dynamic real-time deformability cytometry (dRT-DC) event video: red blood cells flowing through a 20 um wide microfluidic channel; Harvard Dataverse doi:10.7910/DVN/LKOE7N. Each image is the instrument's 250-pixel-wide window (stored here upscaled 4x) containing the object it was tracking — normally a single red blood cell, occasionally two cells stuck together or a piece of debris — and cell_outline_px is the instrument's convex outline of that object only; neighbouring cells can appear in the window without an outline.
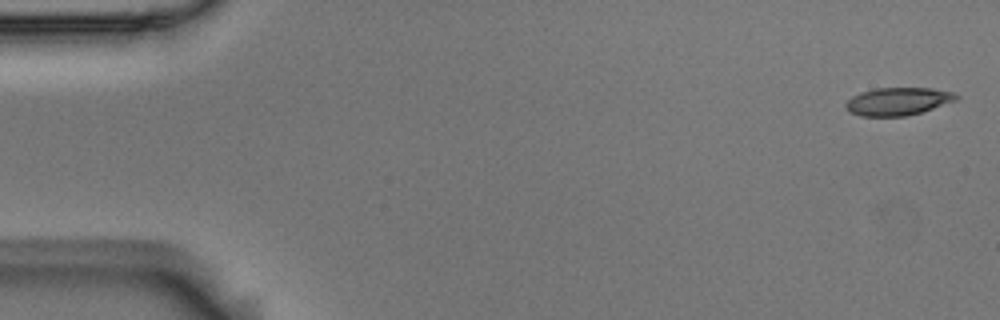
{"species": "Egyptian fruit bat (a non-hibernating species)", "species_latin": "Rousettus aegyptiacus", "temperature_condition": "room temperature", "stored_images_in_passage": 5, "camera_frame_rate_fps": 3000, "um_per_image_px": 0.085, "animal": {"sex": "male"}, "frame": {"image": 1, "passage_image": 1, "time_ms": 0.0, "image_size_px": [1000, 320], "cell_outline_px": [[960, 96], [956, 100], [908, 116], [860, 116], [848, 112], [844, 108], [844, 104], [852, 96], [860, 92], [876, 88], [932, 88], [952, 92]], "centroid_in_image_um": [76.27, 8.62], "position_along_channel_um": 8.7, "area_um2": 17.92}}
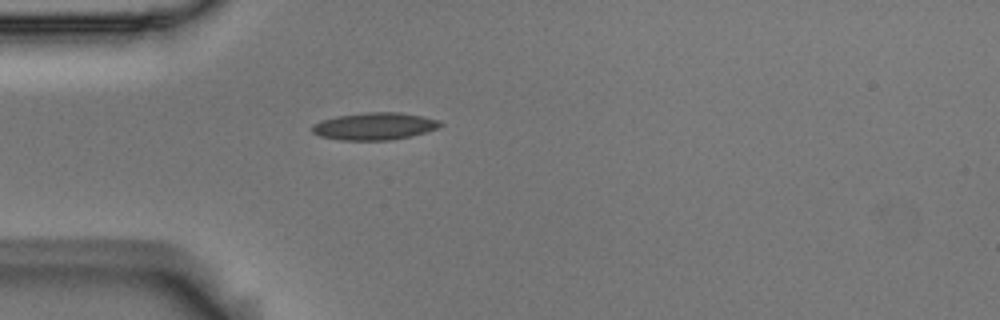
{"frame": {"image": 2, "passage_image": 5, "time_ms": 1.333, "image_size_px": [1000, 320], "cell_outline_px": [[444, 124], [440, 128], [408, 136], [388, 140], [340, 140], [320, 136], [312, 132], [312, 124], [320, 120], [336, 116], [368, 112], [400, 112], [440, 120]], "centroid_in_image_um": [31.82, 10.72], "position_along_channel_um": 53.2, "area_um2": 20.35}}